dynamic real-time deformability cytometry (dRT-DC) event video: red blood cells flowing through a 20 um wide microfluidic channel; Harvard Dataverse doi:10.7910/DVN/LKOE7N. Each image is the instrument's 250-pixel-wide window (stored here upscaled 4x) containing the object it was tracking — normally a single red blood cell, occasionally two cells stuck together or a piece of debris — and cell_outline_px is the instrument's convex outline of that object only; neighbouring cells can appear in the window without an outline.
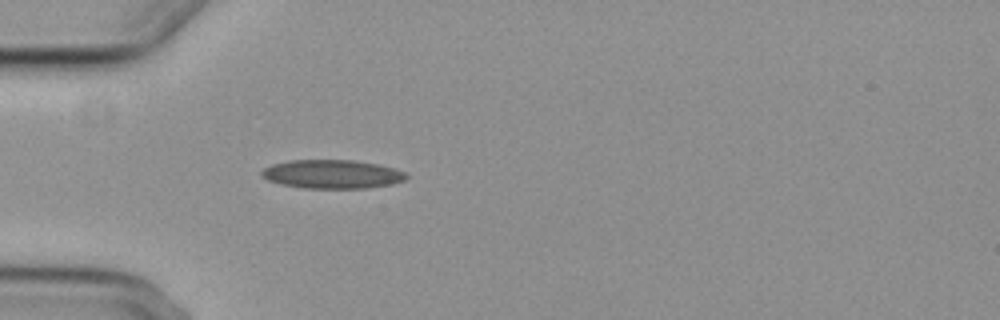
{"species": "common noctule bat (a hibernating species)", "species_latin": "Nyctalus noctula", "temperature_condition": "cold", "stored_images_in_passage": 5, "camera_frame_rate_fps": 3000, "um_per_image_px": 0.085, "animal": {"sex": "female", "body_mass_g": 29.2, "forearm_length_mm": 56.3}, "frame": {"image": 1, "passage_image": 5, "time_ms": 5.333, "image_size_px": [1000, 320], "cell_outline_px": [[408, 176], [404, 180], [392, 184], [368, 188], [304, 188], [280, 184], [268, 180], [260, 176], [260, 172], [264, 168], [272, 164], [288, 160], [352, 160], [376, 164], [392, 168], [404, 172]], "centroid_in_image_um": [28.18, 14.8], "position_along_channel_um": 56.8, "area_um2": 24.16}}